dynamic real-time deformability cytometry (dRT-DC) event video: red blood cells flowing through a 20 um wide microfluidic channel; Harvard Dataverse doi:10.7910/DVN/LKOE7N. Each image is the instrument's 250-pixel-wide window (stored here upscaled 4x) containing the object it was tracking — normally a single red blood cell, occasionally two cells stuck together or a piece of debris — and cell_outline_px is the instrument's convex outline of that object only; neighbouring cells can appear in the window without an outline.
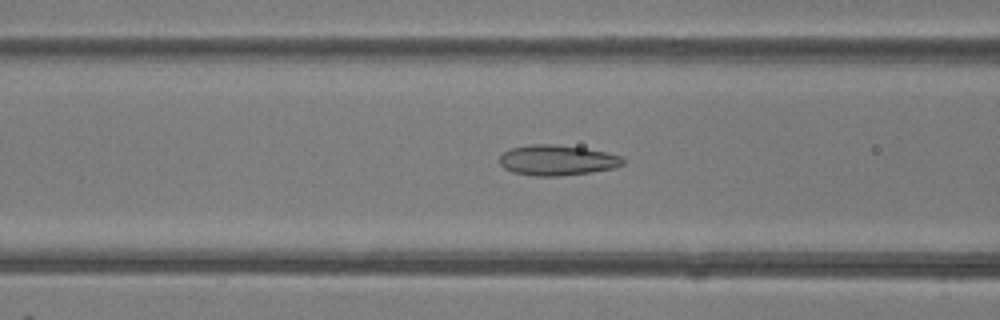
{"species": "common noctule bat (a hibernating species)", "species_latin": "Nyctalus noctula", "temperature_condition": "room temperature", "stored_images_in_passage": 39, "camera_frame_rate_fps": 3000, "um_per_image_px": 0.085, "animal": {"sex": "female"}, "frame": {"image": 1, "passage_image": 9, "time_ms": 2.667, "image_size_px": [1000, 320], "cell_outline_px": [[624, 164], [616, 168], [592, 172], [560, 176], [532, 176], [512, 172], [504, 168], [500, 164], [500, 156], [504, 152], [512, 148], [528, 144], [552, 144], [584, 148], [604, 152], [620, 156], [624, 160]], "centroid_in_image_um": [47.35, 13.63], "position_along_channel_um": 119.3, "area_um2": 21.91}}
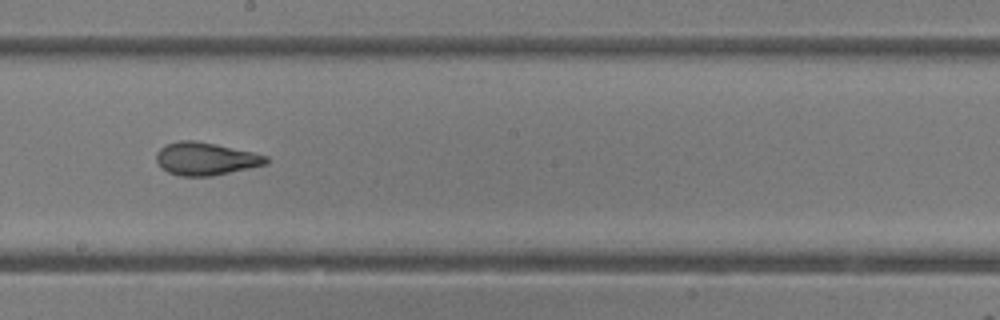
{"frame": {"image": 2, "passage_image": 17, "time_ms": 5.333, "image_size_px": [1000, 320], "cell_outline_px": [[268, 164], [212, 176], [180, 176], [168, 172], [156, 160], [156, 152], [164, 144], [180, 140], [196, 140], [216, 144], [252, 152], [268, 156]], "centroid_in_image_um": [17.47, 13.48], "position_along_channel_um": 230.7, "area_um2": 20.98}}
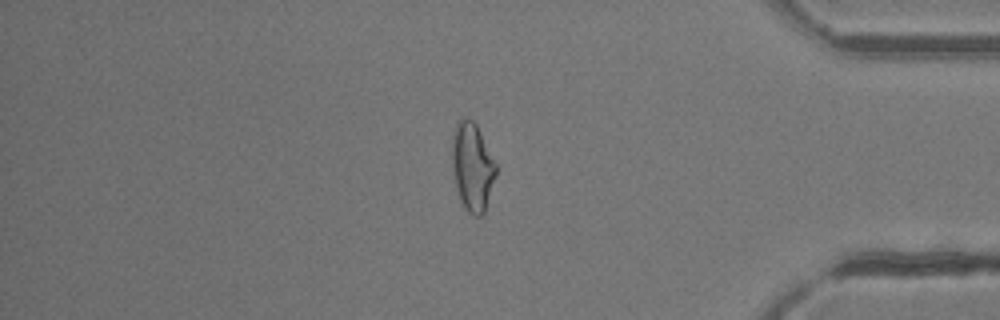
{"frame": {"image": 3, "passage_image": 31, "time_ms": 10.0, "image_size_px": [1000, 320], "cell_outline_px": [[496, 176], [484, 212], [480, 216], [472, 216], [464, 208], [460, 200], [452, 172], [452, 140], [456, 124], [464, 116], [472, 120], [476, 124], [496, 164]], "centroid_in_image_um": [40.14, 14.19], "position_along_channel_um": 395.1, "area_um2": 22.48}, "authors_computed_cell_mechanics": {"area_um2": 21.675, "velocity_mm_per_s": 4.1721, "shape_relaxation_time_tau1_ms": 5.0728, "shape_relaxation_time_tau2_ms": 1.4779, "deformation_change_tau1": 0.159, "deformation_change_tau2": 0.0818}}